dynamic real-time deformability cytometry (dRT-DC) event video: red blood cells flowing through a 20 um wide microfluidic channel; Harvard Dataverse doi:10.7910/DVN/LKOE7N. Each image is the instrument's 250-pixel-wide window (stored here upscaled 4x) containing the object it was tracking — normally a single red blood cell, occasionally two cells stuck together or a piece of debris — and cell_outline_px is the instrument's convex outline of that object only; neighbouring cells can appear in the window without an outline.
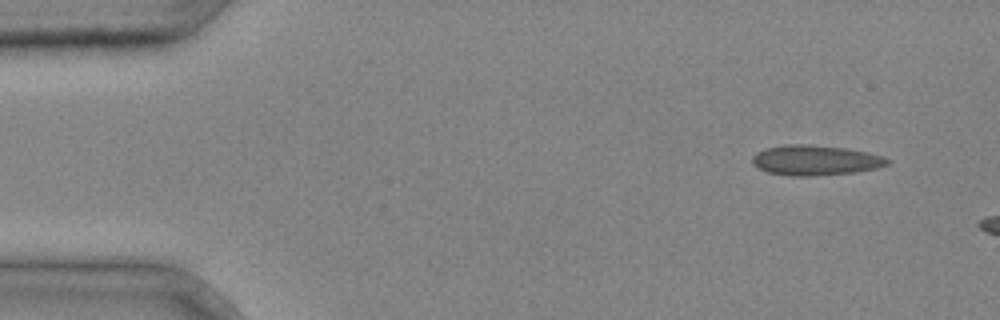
{"species": "common noctule bat (a hibernating species)", "species_latin": "Nyctalus noctula", "temperature_condition": "cold", "stored_images_in_passage": 3, "camera_frame_rate_fps": 3000, "um_per_image_px": 0.085, "animal": {"sex": "male", "body_mass_g": 20.4}, "frame": {"image": 1, "passage_image": 1, "time_ms": 0.0, "image_size_px": [1000, 320], "cell_outline_px": [[892, 160], [888, 164], [876, 168], [856, 172], [812, 176], [788, 176], [768, 172], [752, 164], [752, 156], [756, 152], [764, 148], [784, 144], [808, 144], [844, 148], [868, 152], [884, 156]], "centroid_in_image_um": [69.3, 13.61], "position_along_channel_um": 15.7, "area_um2": 23.93}}